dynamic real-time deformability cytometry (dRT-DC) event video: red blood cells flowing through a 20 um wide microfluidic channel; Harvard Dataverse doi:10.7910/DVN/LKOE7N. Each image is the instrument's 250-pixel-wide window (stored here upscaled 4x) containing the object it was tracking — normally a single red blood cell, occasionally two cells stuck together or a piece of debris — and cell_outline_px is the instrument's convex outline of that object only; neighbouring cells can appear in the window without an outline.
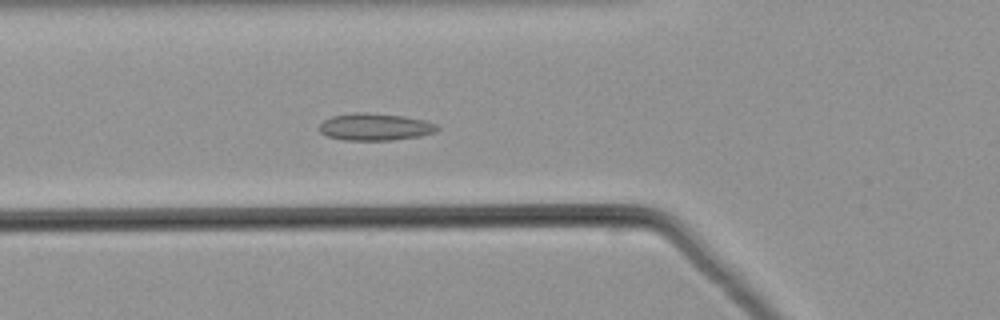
{"species": "common noctule bat (a hibernating species)", "species_latin": "Nyctalus noctula", "temperature_condition": "warm", "stored_images_in_passage": 51, "camera_frame_rate_fps": 3000, "um_per_image_px": 0.085, "animal": {"sex": "male", "body_mass_g": 21.5, "forearm_length_mm": 52.0}, "frame": {"image": 1, "passage_image": 18, "time_ms": 5.667, "image_size_px": [1000, 320], "cell_outline_px": [[440, 128], [432, 132], [420, 136], [392, 140], [344, 140], [328, 136], [320, 132], [320, 124], [324, 120], [332, 116], [352, 112], [368, 112], [404, 116], [424, 120], [436, 124]], "centroid_in_image_um": [31.86, 10.77], "position_along_channel_um": 93.9, "area_um2": 18.61}}
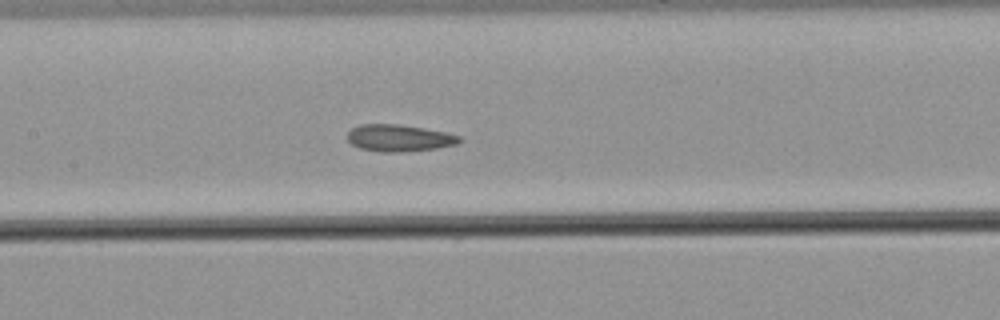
{"frame": {"image": 2, "passage_image": 24, "time_ms": 7.667, "image_size_px": [1000, 320], "cell_outline_px": [[464, 140], [456, 144], [436, 148], [400, 152], [380, 152], [360, 148], [352, 144], [348, 140], [348, 132], [352, 128], [360, 124], [396, 124], [424, 128], [444, 132], [460, 136]], "centroid_in_image_um": [33.92, 11.73], "position_along_channel_um": 173.5, "area_um2": 17.46}}
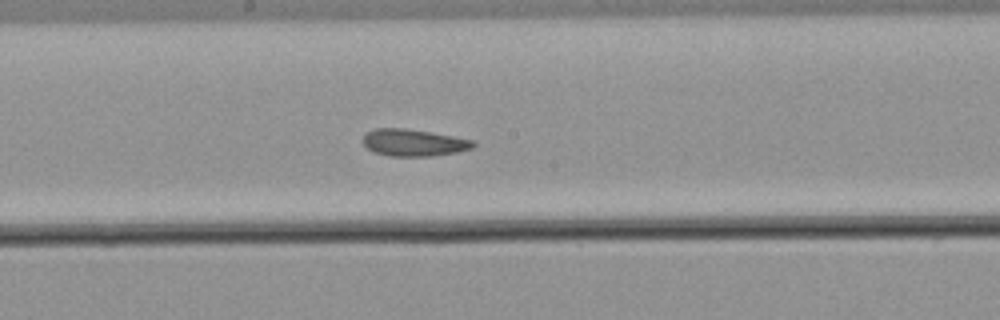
{"frame": {"image": 3, "passage_image": 27, "time_ms": 8.667, "image_size_px": [1000, 320], "cell_outline_px": [[476, 144], [472, 148], [456, 152], [432, 156], [388, 156], [372, 152], [364, 144], [364, 136], [368, 132], [376, 128], [404, 128], [452, 136], [472, 140]], "centroid_in_image_um": [35.14, 12.13], "position_along_channel_um": 213.1, "area_um2": 17.11}}